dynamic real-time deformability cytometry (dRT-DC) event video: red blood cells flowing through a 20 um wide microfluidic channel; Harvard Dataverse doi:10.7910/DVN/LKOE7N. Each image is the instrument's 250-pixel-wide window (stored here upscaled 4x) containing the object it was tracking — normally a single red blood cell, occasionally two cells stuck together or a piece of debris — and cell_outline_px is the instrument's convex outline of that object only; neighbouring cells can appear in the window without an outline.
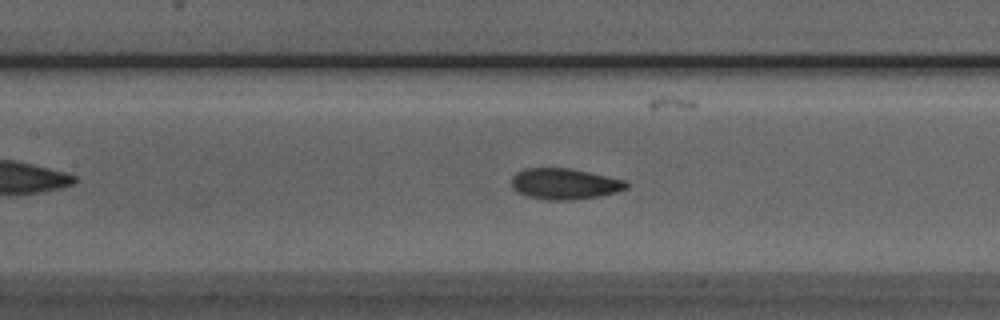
{"species": "Egyptian fruit bat (a non-hibernating species)", "species_latin": "Rousettus aegyptiacus", "temperature_condition": "room temperature", "stored_images_in_passage": 46, "camera_frame_rate_fps": 3000, "um_per_image_px": 0.085, "animal": {"sex": "male"}, "frame": {"image": 1, "passage_image": 17, "time_ms": 5.333, "image_size_px": [1000, 320], "cell_outline_px": [[628, 188], [616, 192], [600, 196], [572, 200], [548, 200], [528, 196], [516, 192], [512, 188], [512, 176], [516, 172], [524, 168], [568, 168], [588, 172], [624, 180], [628, 184]], "centroid_in_image_um": [47.96, 15.63], "position_along_channel_um": 159.4, "area_um2": 20.69}}
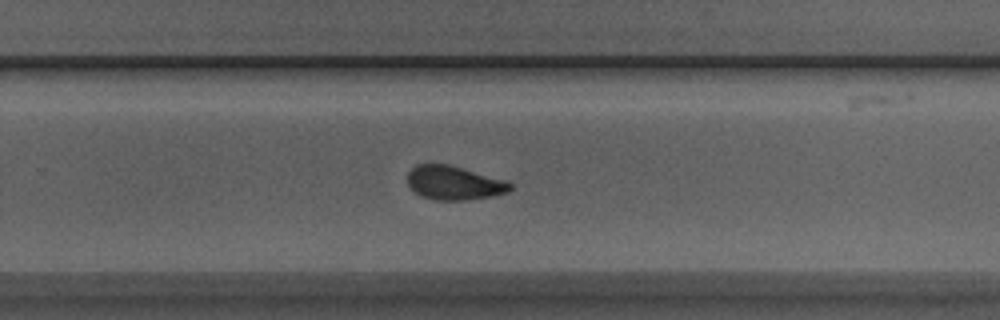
{"frame": {"image": 2, "passage_image": 27, "time_ms": 8.667, "image_size_px": [1000, 320], "cell_outline_px": [[512, 188], [508, 192], [492, 196], [464, 200], [432, 200], [420, 196], [408, 184], [408, 172], [416, 164], [448, 164], [508, 180], [512, 184]], "centroid_in_image_um": [38.61, 15.54], "position_along_channel_um": 291.2, "area_um2": 20.4}}
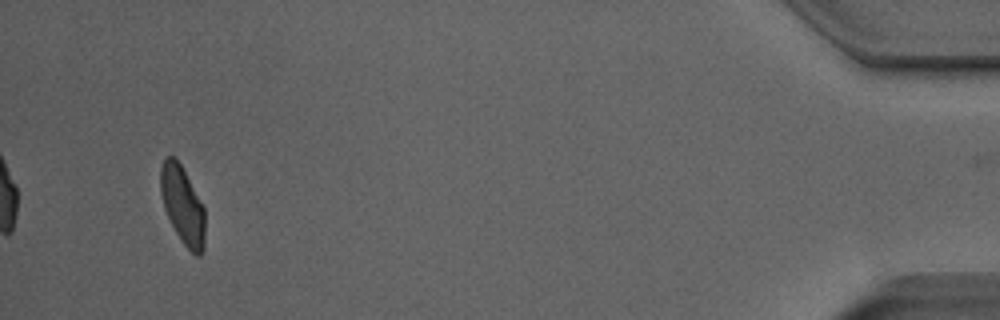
{"frame": {"image": 3, "passage_image": 43, "time_ms": 14.0, "image_size_px": [1000, 320], "cell_outline_px": [[204, 248], [200, 256], [196, 256], [184, 244], [176, 232], [164, 208], [160, 192], [160, 168], [164, 156], [176, 156], [204, 208]], "centroid_in_image_um": [15.5, 17.4], "position_along_channel_um": 419.7, "area_um2": 19.94}, "authors_computed_cell_mechanics": {"area_um2": 20.9814, "velocity_mm_per_s": 3.969, "shape_relaxation_time_tau1_ms": 2.7358, "shape_relaxation_time_tau2_ms": 2.0334, "deformation_change_tau1": 0.1162, "deformation_change_tau2": 0.0688}}